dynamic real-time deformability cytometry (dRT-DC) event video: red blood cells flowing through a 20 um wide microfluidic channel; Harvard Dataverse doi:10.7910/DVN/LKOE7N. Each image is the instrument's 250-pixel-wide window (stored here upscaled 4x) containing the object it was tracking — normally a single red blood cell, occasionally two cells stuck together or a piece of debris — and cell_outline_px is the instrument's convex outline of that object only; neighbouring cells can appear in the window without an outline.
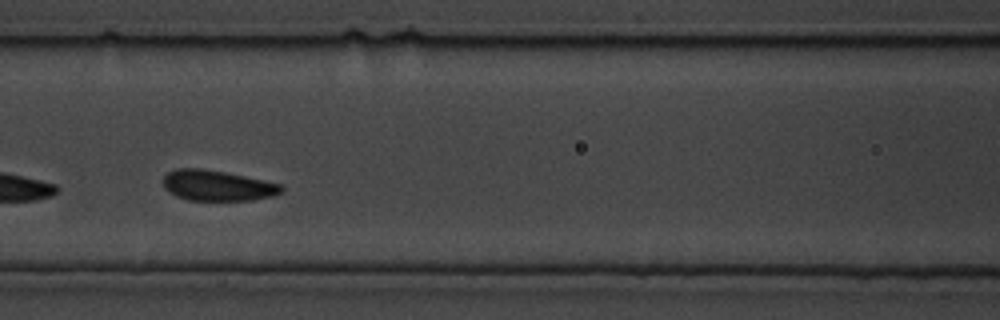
{"species": "common noctule bat (a hibernating species)", "species_latin": "Nyctalus noctula", "temperature_condition": "cold", "stored_images_in_passage": 22, "camera_frame_rate_fps": 3000, "um_per_image_px": 0.085, "animal": {"sex": "male", "body_mass_g": 19.5, "forearm_length_mm": 54.6}, "frame": {"image": 1, "passage_image": 7, "time_ms": 2.0, "image_size_px": [1000, 320], "cell_outline_px": [[284, 188], [280, 192], [272, 196], [252, 200], [188, 200], [176, 196], [168, 192], [164, 188], [164, 176], [168, 172], [176, 168], [200, 168], [224, 172], [264, 180], [280, 184]], "centroid_in_image_um": [18.44, 15.77], "position_along_channel_um": 148.2, "area_um2": 20.92}}
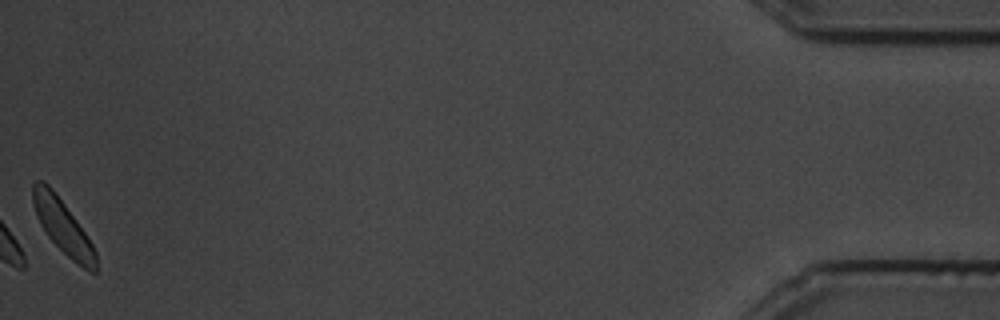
{"frame": {"image": 2, "passage_image": 22, "time_ms": 7.0, "image_size_px": [1000, 320], "cell_outline_px": [[96, 272], [92, 272], [76, 264], [48, 236], [40, 224], [36, 216], [32, 204], [32, 184], [36, 180], [44, 180], [52, 188], [76, 220], [92, 244], [96, 252]], "centroid_in_image_um": [5.3, 19.22], "position_along_channel_um": 429.9, "area_um2": 19.48}}